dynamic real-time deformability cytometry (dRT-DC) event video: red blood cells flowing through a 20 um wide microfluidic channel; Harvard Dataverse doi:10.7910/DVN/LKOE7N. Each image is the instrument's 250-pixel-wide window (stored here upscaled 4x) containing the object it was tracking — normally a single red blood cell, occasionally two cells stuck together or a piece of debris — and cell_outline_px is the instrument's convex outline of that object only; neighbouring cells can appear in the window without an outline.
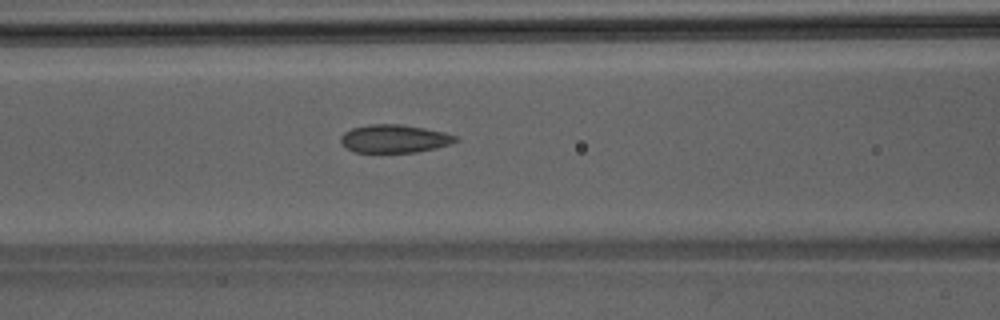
{"species": "Egyptian fruit bat (a non-hibernating species)", "species_latin": "Rousettus aegyptiacus", "temperature_condition": "room temperature", "stored_images_in_passage": 47, "camera_frame_rate_fps": 3000, "um_per_image_px": 0.085, "animal": {"sex": "male"}, "frame": {"image": 1, "passage_image": 19, "time_ms": 6.0, "image_size_px": [1000, 320], "cell_outline_px": [[460, 140], [436, 148], [416, 152], [356, 152], [340, 144], [340, 136], [344, 132], [352, 128], [368, 124], [404, 124], [444, 132], [456, 136]], "centroid_in_image_um": [33.5, 11.78], "position_along_channel_um": 133.1, "area_um2": 18.84}}
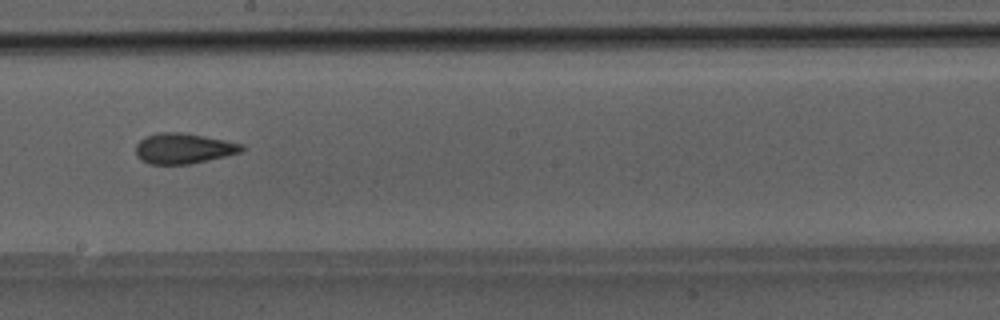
{"frame": {"image": 2, "passage_image": 26, "time_ms": 8.333, "image_size_px": [1000, 320], "cell_outline_px": [[248, 148], [240, 152], [224, 156], [188, 164], [148, 164], [140, 160], [136, 156], [136, 144], [144, 136], [156, 132], [184, 132], [244, 144]], "centroid_in_image_um": [15.57, 12.6], "position_along_channel_um": 232.6, "area_um2": 18.96}}
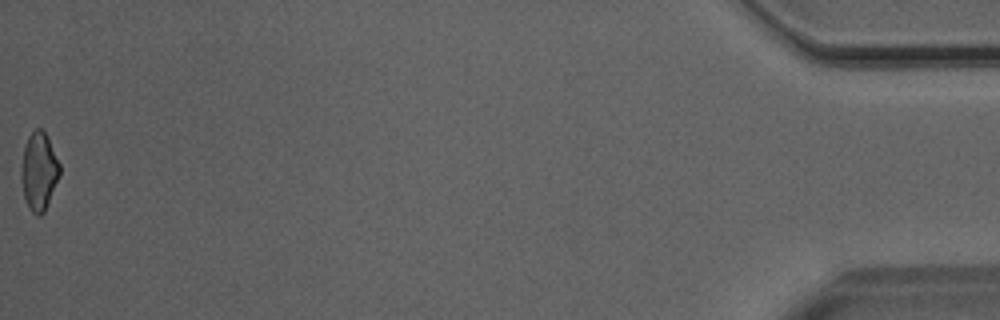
{"frame": {"image": 3, "passage_image": 47, "time_ms": 15.333, "image_size_px": [1000, 320], "cell_outline_px": [[60, 176], [44, 212], [40, 216], [36, 216], [28, 208], [24, 196], [20, 176], [20, 168], [24, 148], [28, 136], [36, 128], [40, 128], [48, 136], [60, 164]], "centroid_in_image_um": [3.31, 14.57], "position_along_channel_um": 431.9, "area_um2": 17.69}}